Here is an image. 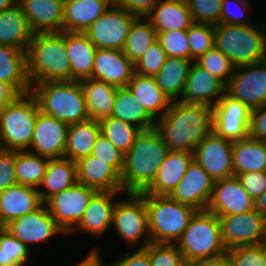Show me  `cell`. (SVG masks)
Instances as JSON below:
<instances>
[{
	"mask_svg": "<svg viewBox=\"0 0 266 266\" xmlns=\"http://www.w3.org/2000/svg\"><path fill=\"white\" fill-rule=\"evenodd\" d=\"M263 24L257 27V24L253 23H219L214 26V46L227 56L235 67L266 60V23Z\"/></svg>",
	"mask_w": 266,
	"mask_h": 266,
	"instance_id": "4",
	"label": "cell"
},
{
	"mask_svg": "<svg viewBox=\"0 0 266 266\" xmlns=\"http://www.w3.org/2000/svg\"><path fill=\"white\" fill-rule=\"evenodd\" d=\"M157 42L167 56L190 59L188 29L157 32Z\"/></svg>",
	"mask_w": 266,
	"mask_h": 266,
	"instance_id": "44",
	"label": "cell"
},
{
	"mask_svg": "<svg viewBox=\"0 0 266 266\" xmlns=\"http://www.w3.org/2000/svg\"><path fill=\"white\" fill-rule=\"evenodd\" d=\"M140 194L145 198L151 242L176 244L198 210L170 196Z\"/></svg>",
	"mask_w": 266,
	"mask_h": 266,
	"instance_id": "7",
	"label": "cell"
},
{
	"mask_svg": "<svg viewBox=\"0 0 266 266\" xmlns=\"http://www.w3.org/2000/svg\"><path fill=\"white\" fill-rule=\"evenodd\" d=\"M27 73L32 86L71 81L65 32L34 33L26 50Z\"/></svg>",
	"mask_w": 266,
	"mask_h": 266,
	"instance_id": "3",
	"label": "cell"
},
{
	"mask_svg": "<svg viewBox=\"0 0 266 266\" xmlns=\"http://www.w3.org/2000/svg\"><path fill=\"white\" fill-rule=\"evenodd\" d=\"M128 199L117 201L113 210L112 225L128 244H136L146 236L140 248L151 243L145 198L140 193H126Z\"/></svg>",
	"mask_w": 266,
	"mask_h": 266,
	"instance_id": "9",
	"label": "cell"
},
{
	"mask_svg": "<svg viewBox=\"0 0 266 266\" xmlns=\"http://www.w3.org/2000/svg\"><path fill=\"white\" fill-rule=\"evenodd\" d=\"M0 81L9 83L20 95L31 92L26 51L0 45Z\"/></svg>",
	"mask_w": 266,
	"mask_h": 266,
	"instance_id": "31",
	"label": "cell"
},
{
	"mask_svg": "<svg viewBox=\"0 0 266 266\" xmlns=\"http://www.w3.org/2000/svg\"><path fill=\"white\" fill-rule=\"evenodd\" d=\"M223 0H187L193 23L216 26L221 23Z\"/></svg>",
	"mask_w": 266,
	"mask_h": 266,
	"instance_id": "47",
	"label": "cell"
},
{
	"mask_svg": "<svg viewBox=\"0 0 266 266\" xmlns=\"http://www.w3.org/2000/svg\"><path fill=\"white\" fill-rule=\"evenodd\" d=\"M89 118L100 121L111 117L117 87L94 78L80 80Z\"/></svg>",
	"mask_w": 266,
	"mask_h": 266,
	"instance_id": "33",
	"label": "cell"
},
{
	"mask_svg": "<svg viewBox=\"0 0 266 266\" xmlns=\"http://www.w3.org/2000/svg\"><path fill=\"white\" fill-rule=\"evenodd\" d=\"M134 72V64L122 50L97 48L92 78L121 88L127 87Z\"/></svg>",
	"mask_w": 266,
	"mask_h": 266,
	"instance_id": "20",
	"label": "cell"
},
{
	"mask_svg": "<svg viewBox=\"0 0 266 266\" xmlns=\"http://www.w3.org/2000/svg\"><path fill=\"white\" fill-rule=\"evenodd\" d=\"M16 184L15 151L0 148V192Z\"/></svg>",
	"mask_w": 266,
	"mask_h": 266,
	"instance_id": "51",
	"label": "cell"
},
{
	"mask_svg": "<svg viewBox=\"0 0 266 266\" xmlns=\"http://www.w3.org/2000/svg\"><path fill=\"white\" fill-rule=\"evenodd\" d=\"M188 266H232V263L228 254L226 253L216 258L192 262L191 264H188Z\"/></svg>",
	"mask_w": 266,
	"mask_h": 266,
	"instance_id": "58",
	"label": "cell"
},
{
	"mask_svg": "<svg viewBox=\"0 0 266 266\" xmlns=\"http://www.w3.org/2000/svg\"><path fill=\"white\" fill-rule=\"evenodd\" d=\"M43 204L38 188L16 184L0 192V226L31 213Z\"/></svg>",
	"mask_w": 266,
	"mask_h": 266,
	"instance_id": "23",
	"label": "cell"
},
{
	"mask_svg": "<svg viewBox=\"0 0 266 266\" xmlns=\"http://www.w3.org/2000/svg\"><path fill=\"white\" fill-rule=\"evenodd\" d=\"M112 117L139 129L156 125V120L138 102L128 87L117 88Z\"/></svg>",
	"mask_w": 266,
	"mask_h": 266,
	"instance_id": "38",
	"label": "cell"
},
{
	"mask_svg": "<svg viewBox=\"0 0 266 266\" xmlns=\"http://www.w3.org/2000/svg\"><path fill=\"white\" fill-rule=\"evenodd\" d=\"M167 58L166 52L156 41L134 64V71L140 75L155 77Z\"/></svg>",
	"mask_w": 266,
	"mask_h": 266,
	"instance_id": "49",
	"label": "cell"
},
{
	"mask_svg": "<svg viewBox=\"0 0 266 266\" xmlns=\"http://www.w3.org/2000/svg\"><path fill=\"white\" fill-rule=\"evenodd\" d=\"M190 59L194 62L214 46V26L193 23L188 28Z\"/></svg>",
	"mask_w": 266,
	"mask_h": 266,
	"instance_id": "45",
	"label": "cell"
},
{
	"mask_svg": "<svg viewBox=\"0 0 266 266\" xmlns=\"http://www.w3.org/2000/svg\"><path fill=\"white\" fill-rule=\"evenodd\" d=\"M255 209V202L243 188L237 176L214 182L207 209L220 216L242 214Z\"/></svg>",
	"mask_w": 266,
	"mask_h": 266,
	"instance_id": "17",
	"label": "cell"
},
{
	"mask_svg": "<svg viewBox=\"0 0 266 266\" xmlns=\"http://www.w3.org/2000/svg\"><path fill=\"white\" fill-rule=\"evenodd\" d=\"M105 266H152V264L148 252L144 248H139L136 252L124 258L119 257L113 264Z\"/></svg>",
	"mask_w": 266,
	"mask_h": 266,
	"instance_id": "56",
	"label": "cell"
},
{
	"mask_svg": "<svg viewBox=\"0 0 266 266\" xmlns=\"http://www.w3.org/2000/svg\"><path fill=\"white\" fill-rule=\"evenodd\" d=\"M77 182V165L67 158L49 159L45 176L41 182L47 191L38 189L40 198L45 203L57 194Z\"/></svg>",
	"mask_w": 266,
	"mask_h": 266,
	"instance_id": "35",
	"label": "cell"
},
{
	"mask_svg": "<svg viewBox=\"0 0 266 266\" xmlns=\"http://www.w3.org/2000/svg\"><path fill=\"white\" fill-rule=\"evenodd\" d=\"M138 17L122 7L111 6L84 32L96 48L122 50L132 23Z\"/></svg>",
	"mask_w": 266,
	"mask_h": 266,
	"instance_id": "10",
	"label": "cell"
},
{
	"mask_svg": "<svg viewBox=\"0 0 266 266\" xmlns=\"http://www.w3.org/2000/svg\"><path fill=\"white\" fill-rule=\"evenodd\" d=\"M249 137L266 142V104L251 110Z\"/></svg>",
	"mask_w": 266,
	"mask_h": 266,
	"instance_id": "54",
	"label": "cell"
},
{
	"mask_svg": "<svg viewBox=\"0 0 266 266\" xmlns=\"http://www.w3.org/2000/svg\"><path fill=\"white\" fill-rule=\"evenodd\" d=\"M29 249V243L47 242L56 233H65L49 213L45 203L35 211L9 222L3 227Z\"/></svg>",
	"mask_w": 266,
	"mask_h": 266,
	"instance_id": "18",
	"label": "cell"
},
{
	"mask_svg": "<svg viewBox=\"0 0 266 266\" xmlns=\"http://www.w3.org/2000/svg\"><path fill=\"white\" fill-rule=\"evenodd\" d=\"M214 187V180L193 160L184 177L169 195L181 204L199 210H206Z\"/></svg>",
	"mask_w": 266,
	"mask_h": 266,
	"instance_id": "19",
	"label": "cell"
},
{
	"mask_svg": "<svg viewBox=\"0 0 266 266\" xmlns=\"http://www.w3.org/2000/svg\"><path fill=\"white\" fill-rule=\"evenodd\" d=\"M117 193L119 192L97 191L90 199L80 222L71 232L80 229L94 236L102 235L112 225L113 210L117 203L112 201V197Z\"/></svg>",
	"mask_w": 266,
	"mask_h": 266,
	"instance_id": "26",
	"label": "cell"
},
{
	"mask_svg": "<svg viewBox=\"0 0 266 266\" xmlns=\"http://www.w3.org/2000/svg\"><path fill=\"white\" fill-rule=\"evenodd\" d=\"M18 1L19 0H0V12L12 8L16 4H18Z\"/></svg>",
	"mask_w": 266,
	"mask_h": 266,
	"instance_id": "61",
	"label": "cell"
},
{
	"mask_svg": "<svg viewBox=\"0 0 266 266\" xmlns=\"http://www.w3.org/2000/svg\"><path fill=\"white\" fill-rule=\"evenodd\" d=\"M225 88L226 86L220 80L194 61L179 101L213 107L225 93ZM213 97L216 98L215 101Z\"/></svg>",
	"mask_w": 266,
	"mask_h": 266,
	"instance_id": "21",
	"label": "cell"
},
{
	"mask_svg": "<svg viewBox=\"0 0 266 266\" xmlns=\"http://www.w3.org/2000/svg\"><path fill=\"white\" fill-rule=\"evenodd\" d=\"M101 134L104 135L118 150L126 154L137 137L140 130L131 124L114 118L107 117L99 121Z\"/></svg>",
	"mask_w": 266,
	"mask_h": 266,
	"instance_id": "41",
	"label": "cell"
},
{
	"mask_svg": "<svg viewBox=\"0 0 266 266\" xmlns=\"http://www.w3.org/2000/svg\"><path fill=\"white\" fill-rule=\"evenodd\" d=\"M20 94L7 82L0 81V111Z\"/></svg>",
	"mask_w": 266,
	"mask_h": 266,
	"instance_id": "57",
	"label": "cell"
},
{
	"mask_svg": "<svg viewBox=\"0 0 266 266\" xmlns=\"http://www.w3.org/2000/svg\"><path fill=\"white\" fill-rule=\"evenodd\" d=\"M176 245L186 264L227 253L219 218L208 210H199L191 218Z\"/></svg>",
	"mask_w": 266,
	"mask_h": 266,
	"instance_id": "6",
	"label": "cell"
},
{
	"mask_svg": "<svg viewBox=\"0 0 266 266\" xmlns=\"http://www.w3.org/2000/svg\"><path fill=\"white\" fill-rule=\"evenodd\" d=\"M127 87L145 110L156 120L170 108L172 101L157 85L155 77L133 74Z\"/></svg>",
	"mask_w": 266,
	"mask_h": 266,
	"instance_id": "30",
	"label": "cell"
},
{
	"mask_svg": "<svg viewBox=\"0 0 266 266\" xmlns=\"http://www.w3.org/2000/svg\"><path fill=\"white\" fill-rule=\"evenodd\" d=\"M227 254L232 266H266V243L234 247Z\"/></svg>",
	"mask_w": 266,
	"mask_h": 266,
	"instance_id": "48",
	"label": "cell"
},
{
	"mask_svg": "<svg viewBox=\"0 0 266 266\" xmlns=\"http://www.w3.org/2000/svg\"><path fill=\"white\" fill-rule=\"evenodd\" d=\"M75 266H105L103 265L100 254L96 249L89 252L88 256L84 260Z\"/></svg>",
	"mask_w": 266,
	"mask_h": 266,
	"instance_id": "59",
	"label": "cell"
},
{
	"mask_svg": "<svg viewBox=\"0 0 266 266\" xmlns=\"http://www.w3.org/2000/svg\"><path fill=\"white\" fill-rule=\"evenodd\" d=\"M100 133V123L96 120L89 119L84 122L70 124L64 158L76 163L80 159L89 156Z\"/></svg>",
	"mask_w": 266,
	"mask_h": 266,
	"instance_id": "34",
	"label": "cell"
},
{
	"mask_svg": "<svg viewBox=\"0 0 266 266\" xmlns=\"http://www.w3.org/2000/svg\"><path fill=\"white\" fill-rule=\"evenodd\" d=\"M158 0H113V4L124 8L137 17H146Z\"/></svg>",
	"mask_w": 266,
	"mask_h": 266,
	"instance_id": "55",
	"label": "cell"
},
{
	"mask_svg": "<svg viewBox=\"0 0 266 266\" xmlns=\"http://www.w3.org/2000/svg\"><path fill=\"white\" fill-rule=\"evenodd\" d=\"M68 124L38 111L30 151L48 159L64 158ZM33 147L34 152L31 151Z\"/></svg>",
	"mask_w": 266,
	"mask_h": 266,
	"instance_id": "16",
	"label": "cell"
},
{
	"mask_svg": "<svg viewBox=\"0 0 266 266\" xmlns=\"http://www.w3.org/2000/svg\"><path fill=\"white\" fill-rule=\"evenodd\" d=\"M40 110L30 92L19 95L0 111V148L13 151L30 149L34 125Z\"/></svg>",
	"mask_w": 266,
	"mask_h": 266,
	"instance_id": "8",
	"label": "cell"
},
{
	"mask_svg": "<svg viewBox=\"0 0 266 266\" xmlns=\"http://www.w3.org/2000/svg\"><path fill=\"white\" fill-rule=\"evenodd\" d=\"M144 249L152 266H187L176 244L151 242Z\"/></svg>",
	"mask_w": 266,
	"mask_h": 266,
	"instance_id": "46",
	"label": "cell"
},
{
	"mask_svg": "<svg viewBox=\"0 0 266 266\" xmlns=\"http://www.w3.org/2000/svg\"><path fill=\"white\" fill-rule=\"evenodd\" d=\"M191 62V59L167 56L155 76L157 85L171 101H179L182 96L192 66Z\"/></svg>",
	"mask_w": 266,
	"mask_h": 266,
	"instance_id": "36",
	"label": "cell"
},
{
	"mask_svg": "<svg viewBox=\"0 0 266 266\" xmlns=\"http://www.w3.org/2000/svg\"><path fill=\"white\" fill-rule=\"evenodd\" d=\"M33 34L19 3L0 12V45L26 51Z\"/></svg>",
	"mask_w": 266,
	"mask_h": 266,
	"instance_id": "32",
	"label": "cell"
},
{
	"mask_svg": "<svg viewBox=\"0 0 266 266\" xmlns=\"http://www.w3.org/2000/svg\"><path fill=\"white\" fill-rule=\"evenodd\" d=\"M143 19L145 22H143ZM157 41V31L147 18L138 17L130 28L122 52L135 64Z\"/></svg>",
	"mask_w": 266,
	"mask_h": 266,
	"instance_id": "39",
	"label": "cell"
},
{
	"mask_svg": "<svg viewBox=\"0 0 266 266\" xmlns=\"http://www.w3.org/2000/svg\"><path fill=\"white\" fill-rule=\"evenodd\" d=\"M65 44L71 66V81L92 78L96 46L81 32H65Z\"/></svg>",
	"mask_w": 266,
	"mask_h": 266,
	"instance_id": "28",
	"label": "cell"
},
{
	"mask_svg": "<svg viewBox=\"0 0 266 266\" xmlns=\"http://www.w3.org/2000/svg\"><path fill=\"white\" fill-rule=\"evenodd\" d=\"M146 17L157 32L188 29L193 24L187 0H159Z\"/></svg>",
	"mask_w": 266,
	"mask_h": 266,
	"instance_id": "29",
	"label": "cell"
},
{
	"mask_svg": "<svg viewBox=\"0 0 266 266\" xmlns=\"http://www.w3.org/2000/svg\"><path fill=\"white\" fill-rule=\"evenodd\" d=\"M1 266H24L30 249L12 236L3 227L0 228Z\"/></svg>",
	"mask_w": 266,
	"mask_h": 266,
	"instance_id": "43",
	"label": "cell"
},
{
	"mask_svg": "<svg viewBox=\"0 0 266 266\" xmlns=\"http://www.w3.org/2000/svg\"><path fill=\"white\" fill-rule=\"evenodd\" d=\"M76 165L77 182L97 191H123L121 175L106 161L90 154L77 161Z\"/></svg>",
	"mask_w": 266,
	"mask_h": 266,
	"instance_id": "25",
	"label": "cell"
},
{
	"mask_svg": "<svg viewBox=\"0 0 266 266\" xmlns=\"http://www.w3.org/2000/svg\"><path fill=\"white\" fill-rule=\"evenodd\" d=\"M113 0H65L63 32H81L94 23Z\"/></svg>",
	"mask_w": 266,
	"mask_h": 266,
	"instance_id": "27",
	"label": "cell"
},
{
	"mask_svg": "<svg viewBox=\"0 0 266 266\" xmlns=\"http://www.w3.org/2000/svg\"><path fill=\"white\" fill-rule=\"evenodd\" d=\"M48 161V158L33 154L28 150L15 151L17 183L39 188L45 176Z\"/></svg>",
	"mask_w": 266,
	"mask_h": 266,
	"instance_id": "40",
	"label": "cell"
},
{
	"mask_svg": "<svg viewBox=\"0 0 266 266\" xmlns=\"http://www.w3.org/2000/svg\"><path fill=\"white\" fill-rule=\"evenodd\" d=\"M236 176L254 202L266 191V171L239 173Z\"/></svg>",
	"mask_w": 266,
	"mask_h": 266,
	"instance_id": "53",
	"label": "cell"
},
{
	"mask_svg": "<svg viewBox=\"0 0 266 266\" xmlns=\"http://www.w3.org/2000/svg\"><path fill=\"white\" fill-rule=\"evenodd\" d=\"M92 156L106 161L111 165L120 175L124 166V156L120 150H118L104 135L100 133L93 146Z\"/></svg>",
	"mask_w": 266,
	"mask_h": 266,
	"instance_id": "50",
	"label": "cell"
},
{
	"mask_svg": "<svg viewBox=\"0 0 266 266\" xmlns=\"http://www.w3.org/2000/svg\"><path fill=\"white\" fill-rule=\"evenodd\" d=\"M234 175L266 171V142L251 137L233 142Z\"/></svg>",
	"mask_w": 266,
	"mask_h": 266,
	"instance_id": "37",
	"label": "cell"
},
{
	"mask_svg": "<svg viewBox=\"0 0 266 266\" xmlns=\"http://www.w3.org/2000/svg\"><path fill=\"white\" fill-rule=\"evenodd\" d=\"M156 126L169 151L194 152L213 131V110L206 105L172 101Z\"/></svg>",
	"mask_w": 266,
	"mask_h": 266,
	"instance_id": "1",
	"label": "cell"
},
{
	"mask_svg": "<svg viewBox=\"0 0 266 266\" xmlns=\"http://www.w3.org/2000/svg\"><path fill=\"white\" fill-rule=\"evenodd\" d=\"M31 93L40 111L68 125L90 119L80 81L39 83L32 86Z\"/></svg>",
	"mask_w": 266,
	"mask_h": 266,
	"instance_id": "5",
	"label": "cell"
},
{
	"mask_svg": "<svg viewBox=\"0 0 266 266\" xmlns=\"http://www.w3.org/2000/svg\"><path fill=\"white\" fill-rule=\"evenodd\" d=\"M96 192V189L76 182L69 188L54 194L45 204L57 225L68 234L80 222L90 199Z\"/></svg>",
	"mask_w": 266,
	"mask_h": 266,
	"instance_id": "11",
	"label": "cell"
},
{
	"mask_svg": "<svg viewBox=\"0 0 266 266\" xmlns=\"http://www.w3.org/2000/svg\"><path fill=\"white\" fill-rule=\"evenodd\" d=\"M193 160L194 152L169 151L159 166L155 180L143 193L169 196L182 180Z\"/></svg>",
	"mask_w": 266,
	"mask_h": 266,
	"instance_id": "24",
	"label": "cell"
},
{
	"mask_svg": "<svg viewBox=\"0 0 266 266\" xmlns=\"http://www.w3.org/2000/svg\"><path fill=\"white\" fill-rule=\"evenodd\" d=\"M194 160L214 182L234 176L233 142L217 136L213 131L196 147Z\"/></svg>",
	"mask_w": 266,
	"mask_h": 266,
	"instance_id": "15",
	"label": "cell"
},
{
	"mask_svg": "<svg viewBox=\"0 0 266 266\" xmlns=\"http://www.w3.org/2000/svg\"><path fill=\"white\" fill-rule=\"evenodd\" d=\"M234 3L233 5L235 7H237V11L235 13L232 12L233 10H231V7H233V5H231V2ZM223 0L222 1V9H221V23L224 24H233V25H244V24H252V22L250 23L249 20H247V16H246V12H247V8H249L248 6V1L246 0ZM234 1V2H233ZM231 5V6H229ZM234 8V7H233ZM239 11V12H238ZM238 13V14H237ZM246 17V20L244 18Z\"/></svg>",
	"mask_w": 266,
	"mask_h": 266,
	"instance_id": "52",
	"label": "cell"
},
{
	"mask_svg": "<svg viewBox=\"0 0 266 266\" xmlns=\"http://www.w3.org/2000/svg\"><path fill=\"white\" fill-rule=\"evenodd\" d=\"M65 0H19L33 33L63 31Z\"/></svg>",
	"mask_w": 266,
	"mask_h": 266,
	"instance_id": "22",
	"label": "cell"
},
{
	"mask_svg": "<svg viewBox=\"0 0 266 266\" xmlns=\"http://www.w3.org/2000/svg\"><path fill=\"white\" fill-rule=\"evenodd\" d=\"M255 210L266 217V191L255 201Z\"/></svg>",
	"mask_w": 266,
	"mask_h": 266,
	"instance_id": "60",
	"label": "cell"
},
{
	"mask_svg": "<svg viewBox=\"0 0 266 266\" xmlns=\"http://www.w3.org/2000/svg\"><path fill=\"white\" fill-rule=\"evenodd\" d=\"M0 266H1V250H0Z\"/></svg>",
	"mask_w": 266,
	"mask_h": 266,
	"instance_id": "62",
	"label": "cell"
},
{
	"mask_svg": "<svg viewBox=\"0 0 266 266\" xmlns=\"http://www.w3.org/2000/svg\"><path fill=\"white\" fill-rule=\"evenodd\" d=\"M195 62L220 80L225 86L234 74L235 66L231 60L215 46L200 56Z\"/></svg>",
	"mask_w": 266,
	"mask_h": 266,
	"instance_id": "42",
	"label": "cell"
},
{
	"mask_svg": "<svg viewBox=\"0 0 266 266\" xmlns=\"http://www.w3.org/2000/svg\"><path fill=\"white\" fill-rule=\"evenodd\" d=\"M168 152L156 125L140 129L135 142L124 156L121 173L123 192H144L155 180Z\"/></svg>",
	"mask_w": 266,
	"mask_h": 266,
	"instance_id": "2",
	"label": "cell"
},
{
	"mask_svg": "<svg viewBox=\"0 0 266 266\" xmlns=\"http://www.w3.org/2000/svg\"><path fill=\"white\" fill-rule=\"evenodd\" d=\"M227 250L266 243V217L257 210L219 217Z\"/></svg>",
	"mask_w": 266,
	"mask_h": 266,
	"instance_id": "13",
	"label": "cell"
},
{
	"mask_svg": "<svg viewBox=\"0 0 266 266\" xmlns=\"http://www.w3.org/2000/svg\"><path fill=\"white\" fill-rule=\"evenodd\" d=\"M213 132L226 140L235 142L249 136L251 110L226 92L212 107Z\"/></svg>",
	"mask_w": 266,
	"mask_h": 266,
	"instance_id": "14",
	"label": "cell"
},
{
	"mask_svg": "<svg viewBox=\"0 0 266 266\" xmlns=\"http://www.w3.org/2000/svg\"><path fill=\"white\" fill-rule=\"evenodd\" d=\"M225 92L245 104L250 110L265 105L266 60L235 67Z\"/></svg>",
	"mask_w": 266,
	"mask_h": 266,
	"instance_id": "12",
	"label": "cell"
}]
</instances>
